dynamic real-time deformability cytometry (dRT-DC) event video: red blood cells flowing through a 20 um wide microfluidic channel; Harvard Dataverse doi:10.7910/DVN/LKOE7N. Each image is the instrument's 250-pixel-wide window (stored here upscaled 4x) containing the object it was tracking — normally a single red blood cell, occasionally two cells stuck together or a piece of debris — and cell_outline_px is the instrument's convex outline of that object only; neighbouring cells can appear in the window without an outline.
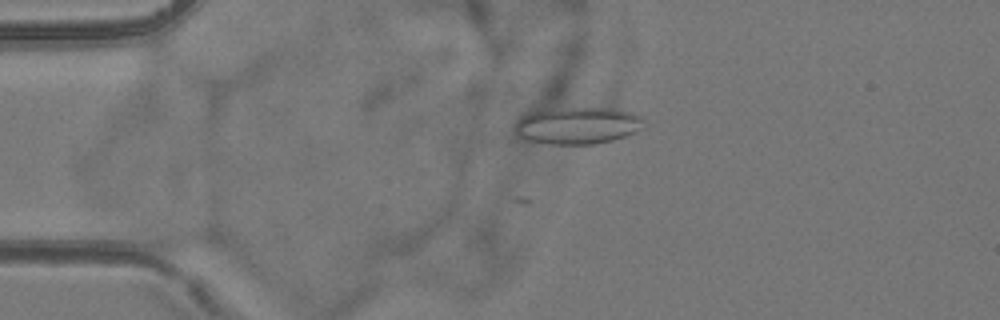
{"species": "common noctule bat (a hibernating species)", "species_latin": "Nyctalus noctula", "temperature_condition": "room temperature", "stored_images_in_passage": 7, "camera_frame_rate_fps": 3000, "um_per_image_px": 0.085, "animal": {"sex": "female", "body_mass_g": 24.6, "forearm_length_mm": 56.2}, "frame": {"image": 1, "passage_image": 5, "time_ms": 1.333, "image_size_px": [1000, 320], "cell_outline_px": [[644, 128], [628, 136], [612, 140], [592, 144], [544, 144], [524, 140], [516, 132], [516, 120], [520, 112], [528, 108], [608, 108], [632, 112], [640, 116], [644, 120]], "centroid_in_image_um": [48.99, 10.64], "position_along_channel_um": 36.0, "area_um2": 28.84}}